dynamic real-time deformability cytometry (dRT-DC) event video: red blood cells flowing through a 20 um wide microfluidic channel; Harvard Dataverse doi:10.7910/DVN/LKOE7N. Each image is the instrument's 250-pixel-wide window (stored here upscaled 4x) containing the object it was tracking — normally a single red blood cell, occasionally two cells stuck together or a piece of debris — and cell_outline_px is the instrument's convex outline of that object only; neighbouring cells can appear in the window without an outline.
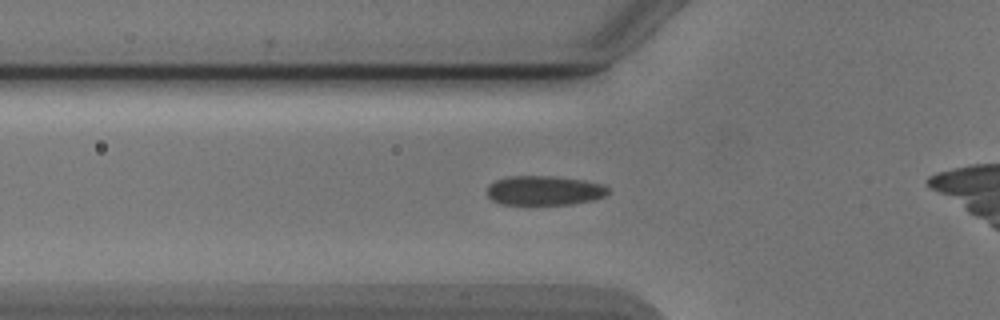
{"species": "Egyptian fruit bat (a non-hibernating species)", "species_latin": "Rousettus aegyptiacus", "temperature_condition": "cold", "stored_images_in_passage": 31, "camera_frame_rate_fps": 3000, "um_per_image_px": 0.085, "animal": {"sex": "male"}, "frame": {"image": 1, "passage_image": 4, "time_ms": 1.0, "image_size_px": [1000, 320], "cell_outline_px": [[612, 192], [604, 196], [592, 200], [572, 204], [500, 204], [492, 200], [488, 196], [488, 184], [496, 180], [508, 176], [556, 176], [584, 180], [604, 184]], "centroid_in_image_um": [46.29, 16.18], "position_along_channel_um": 79.5, "area_um2": 20.92}}
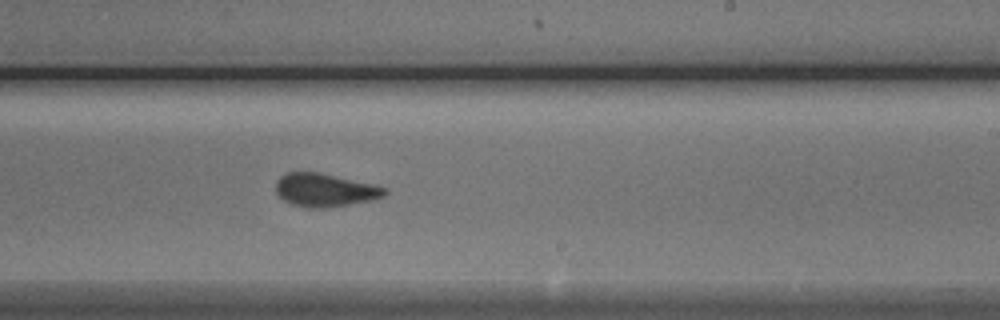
{"frame": {"image": 2, "passage_image": 18, "time_ms": 5.667, "image_size_px": [1000, 320], "cell_outline_px": [[388, 192], [384, 196], [376, 200], [328, 208], [308, 208], [292, 204], [284, 200], [276, 192], [276, 180], [280, 176], [288, 172], [316, 172], [372, 184], [388, 188]], "centroid_in_image_um": [27.64, 16.17], "position_along_channel_um": 261.4, "area_um2": 21.15}}
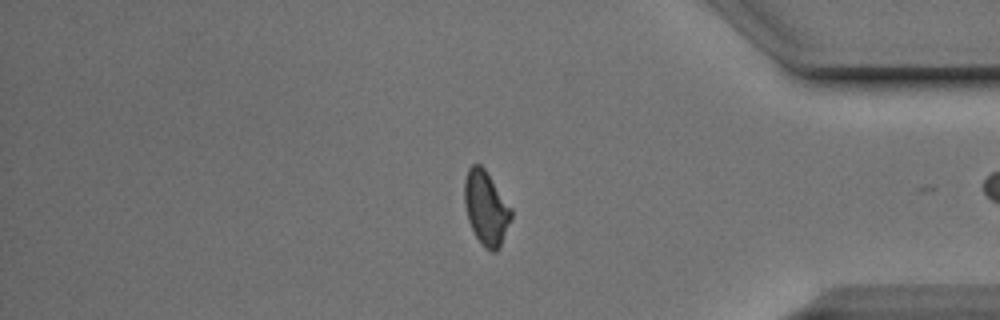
{"frame": {"image": 3, "passage_image": 30, "time_ms": 9.667, "image_size_px": [1000, 320], "cell_outline_px": [[512, 220], [500, 248], [496, 252], [492, 252], [484, 248], [476, 236], [468, 220], [464, 204], [464, 180], [468, 168], [472, 164], [480, 164], [484, 168], [512, 208]], "centroid_in_image_um": [41.33, 17.7], "position_along_channel_um": 393.9, "area_um2": 20.4}}